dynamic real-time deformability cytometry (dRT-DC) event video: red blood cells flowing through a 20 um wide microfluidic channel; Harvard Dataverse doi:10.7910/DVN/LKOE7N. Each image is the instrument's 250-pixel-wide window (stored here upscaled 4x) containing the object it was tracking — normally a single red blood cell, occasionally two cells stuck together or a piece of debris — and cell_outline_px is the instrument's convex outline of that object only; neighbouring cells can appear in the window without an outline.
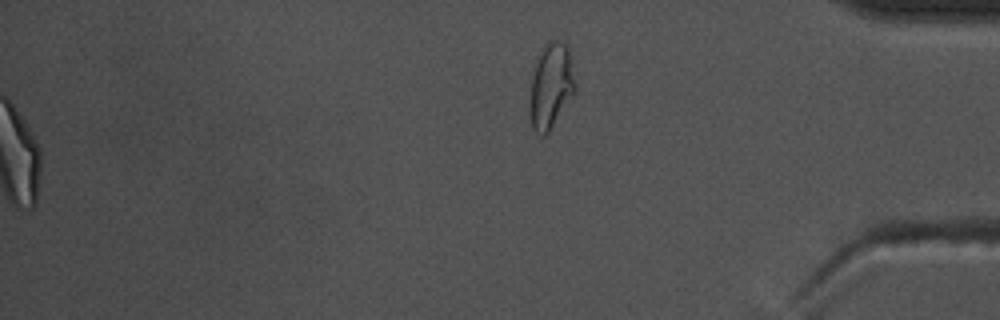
{"species": "common noctule bat (a hibernating species)", "species_latin": "Nyctalus noctula", "temperature_condition": "warm", "stored_images_in_passage": 55, "segment_of_instrument_passage": [2, 2], "camera_frame_rate_fps": 3000, "um_per_image_px": 0.085, "animal": {"sex": "male", "body_mass_g": 17.5, "forearm_length_mm": 52.3}, "frame": {"image": 1, "passage_image": 55, "time_ms": 18.0, "image_size_px": [1000, 320], "cell_outline_px": [[576, 92], [548, 132], [544, 136], [540, 136], [532, 128], [532, 76], [536, 56], [540, 48], [548, 40], [560, 40], [568, 48], [576, 84]], "centroid_in_image_um": [46.86, 7.24], "position_along_channel_um": 388.3, "area_um2": 22.31}}